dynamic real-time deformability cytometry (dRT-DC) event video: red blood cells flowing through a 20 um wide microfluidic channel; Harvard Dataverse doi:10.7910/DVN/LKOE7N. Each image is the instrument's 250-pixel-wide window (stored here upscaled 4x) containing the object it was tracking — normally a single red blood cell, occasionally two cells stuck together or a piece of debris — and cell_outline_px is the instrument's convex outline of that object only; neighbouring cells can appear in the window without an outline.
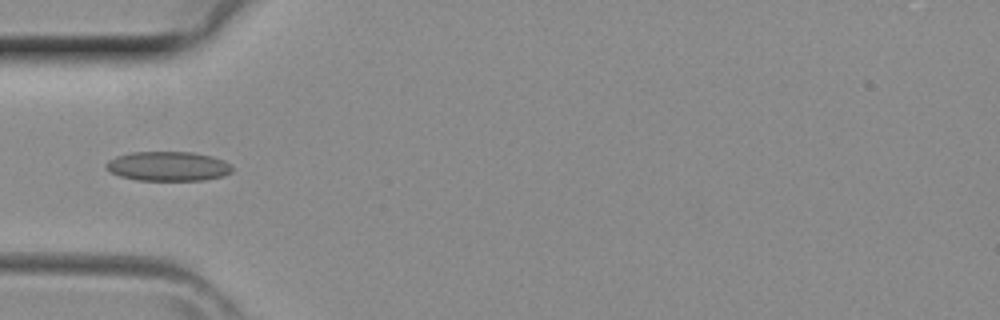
{"species": "common noctule bat (a hibernating species)", "species_latin": "Nyctalus noctula", "temperature_condition": "room temperature", "stored_images_in_passage": 32, "camera_frame_rate_fps": 3000, "um_per_image_px": 0.085, "animal": {"sex": "female", "body_mass_g": 29.2, "forearm_length_mm": 56.3}, "frame": {"image": 1, "passage_image": 4, "time_ms": 1.0, "image_size_px": [1000, 320], "cell_outline_px": [[232, 172], [224, 176], [204, 180], [136, 180], [120, 176], [104, 168], [104, 164], [108, 160], [116, 156], [132, 152], [192, 152], [212, 156], [224, 160], [232, 168]], "centroid_in_image_um": [14.27, 14.13], "position_along_channel_um": 70.7, "area_um2": 21.73}}
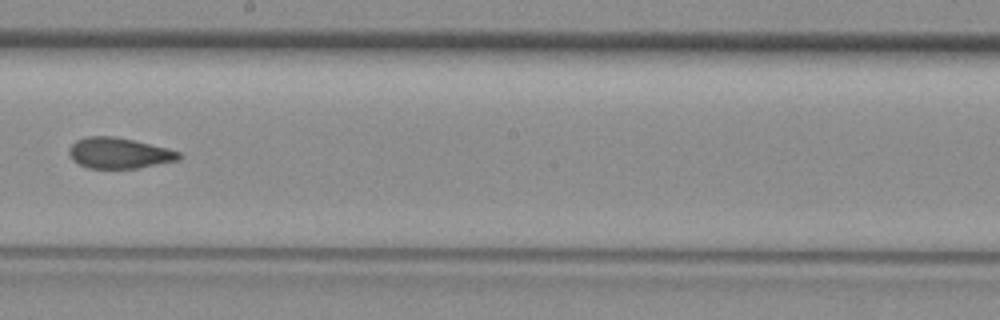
{"frame": {"image": 2, "passage_image": 14, "time_ms": 4.333, "image_size_px": [1000, 320], "cell_outline_px": [[184, 156], [180, 160], [136, 168], [88, 168], [72, 160], [68, 152], [68, 148], [76, 140], [88, 136], [112, 136], [132, 140], [168, 148], [180, 152]], "centroid_in_image_um": [10.13, 13.01], "position_along_channel_um": 238.1, "area_um2": 19.71}}
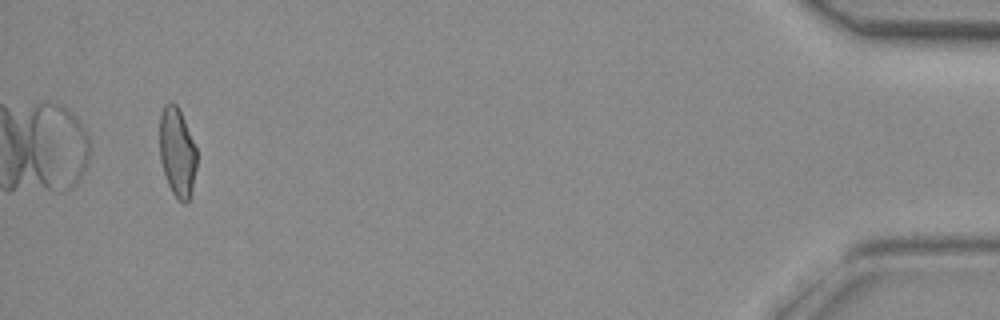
{"frame": {"image": 3, "passage_image": 30, "time_ms": 9.667, "image_size_px": [1000, 320], "cell_outline_px": [[196, 168], [192, 192], [188, 204], [184, 204], [172, 192], [168, 184], [160, 160], [160, 116], [164, 104], [176, 104], [184, 120], [196, 148]], "centroid_in_image_um": [15.07, 12.99], "position_along_channel_um": 420.1, "area_um2": 19.07}}